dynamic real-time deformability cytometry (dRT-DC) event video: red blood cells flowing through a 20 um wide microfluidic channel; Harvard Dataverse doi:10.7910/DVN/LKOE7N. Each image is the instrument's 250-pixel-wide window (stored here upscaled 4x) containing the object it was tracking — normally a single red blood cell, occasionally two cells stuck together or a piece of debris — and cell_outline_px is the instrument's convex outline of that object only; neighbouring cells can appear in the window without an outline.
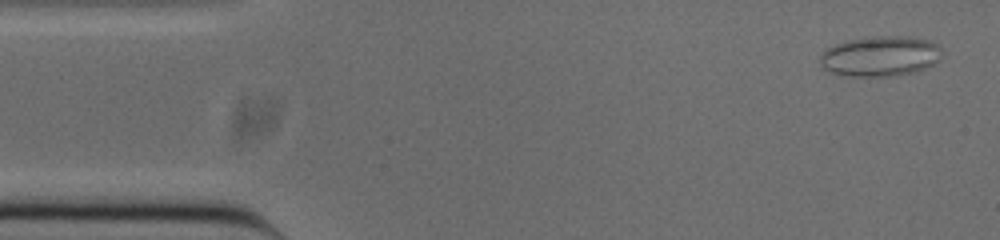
{"species": "common noctule bat (a hibernating species)", "species_latin": "Nyctalus noctula", "temperature_condition": "cold", "stored_images_in_passage": 52, "camera_frame_rate_fps": 3000, "um_per_image_px": 0.085, "animal": {"sex": "male", "body_mass_g": 20.0, "forearm_length_mm": 53.3}, "frame": {"image": 1, "passage_image": 2, "time_ms": 0.333, "image_size_px": [1000, 240], "cell_outline_px": [[944, 52], [940, 60], [916, 72], [896, 76], [844, 76], [832, 72], [824, 68], [820, 64], [820, 56], [828, 48], [836, 44], [848, 40], [876, 36], [900, 36], [928, 40], [936, 44]], "centroid_in_image_um": [74.85, 4.79], "position_along_channel_um": 10.2, "area_um2": 28.55}}
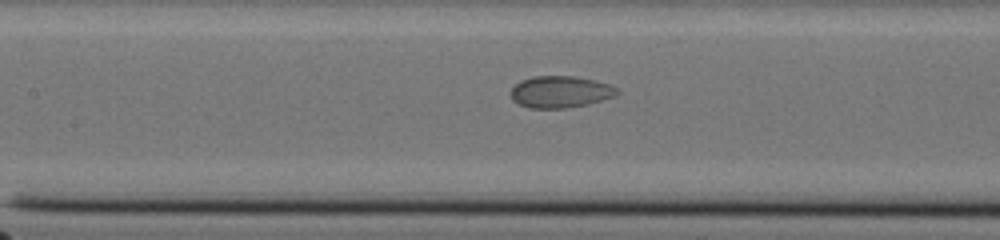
{"frame": {"image": 2, "passage_image": 22, "time_ms": 7.0, "image_size_px": [1000, 240], "cell_outline_px": [[620, 92], [616, 96], [588, 104], [568, 108], [528, 108], [512, 100], [508, 92], [520, 80], [532, 76], [576, 76], [596, 80], [620, 88]], "centroid_in_image_um": [47.64, 7.8], "position_along_channel_um": 159.8, "area_um2": 20.06}}
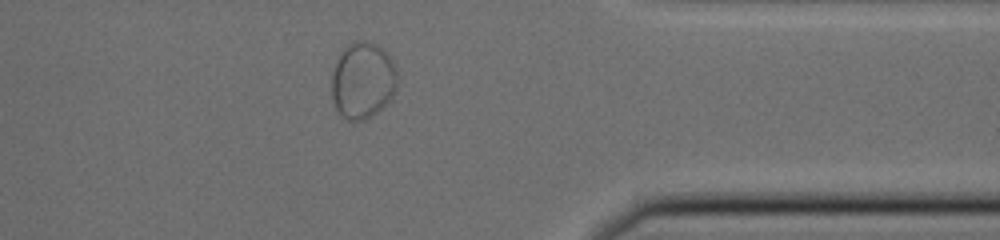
{"frame": {"image": 3, "passage_image": 41, "time_ms": 13.333, "image_size_px": [1000, 240], "cell_outline_px": [[396, 88], [392, 96], [376, 112], [360, 120], [348, 120], [336, 108], [332, 96], [332, 72], [336, 60], [340, 52], [352, 40], [368, 40], [376, 44], [392, 60], [396, 68]], "centroid_in_image_um": [30.81, 6.78], "position_along_channel_um": 380.6, "area_um2": 28.9}}